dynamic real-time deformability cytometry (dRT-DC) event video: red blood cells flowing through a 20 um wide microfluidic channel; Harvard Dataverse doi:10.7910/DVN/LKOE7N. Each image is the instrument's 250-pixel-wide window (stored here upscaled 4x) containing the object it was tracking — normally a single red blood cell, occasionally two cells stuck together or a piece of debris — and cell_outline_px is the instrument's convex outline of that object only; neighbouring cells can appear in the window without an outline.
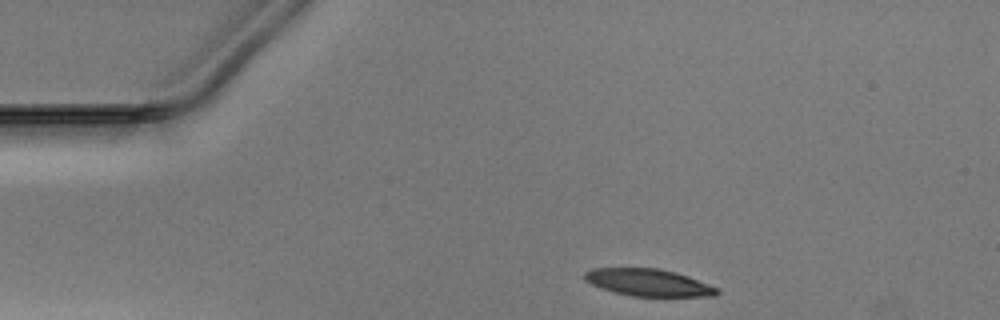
{"species": "Egyptian fruit bat (a non-hibernating species)", "species_latin": "Rousettus aegyptiacus", "temperature_condition": "warm", "stored_images_in_passage": 32, "camera_frame_rate_fps": 3000, "um_per_image_px": 0.085, "animal": {"sex": "male"}, "frame": {"image": 1, "passage_image": 1, "time_ms": 0.0, "image_size_px": [1000, 320], "cell_outline_px": [[720, 292], [716, 296], [632, 296], [600, 288], [584, 280], [584, 272], [592, 268], [660, 268], [676, 272], [688, 276], [720, 288]], "centroid_in_image_um": [55.14, 24.01], "position_along_channel_um": 29.9, "area_um2": 21.04}}
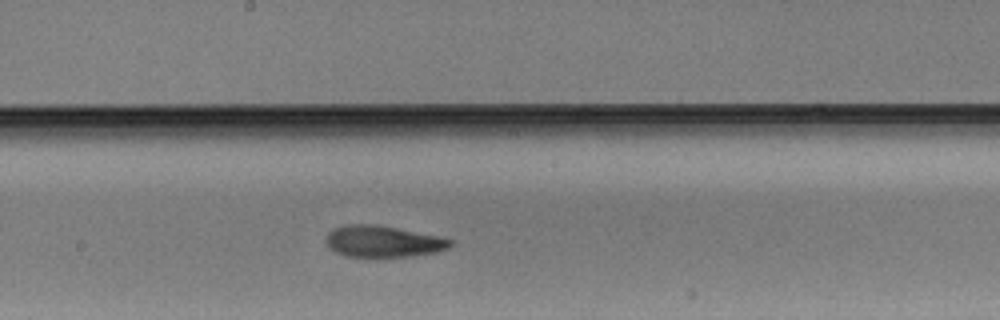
{"frame": {"image": 2, "passage_image": 19, "time_ms": 6.0, "image_size_px": [1000, 320], "cell_outline_px": [[452, 244], [448, 248], [436, 252], [408, 256], [344, 256], [336, 252], [324, 240], [328, 232], [332, 228], [348, 224], [376, 224], [440, 236], [452, 240]], "centroid_in_image_um": [32.54, 20.5], "position_along_channel_um": 215.7, "area_um2": 22.66}}
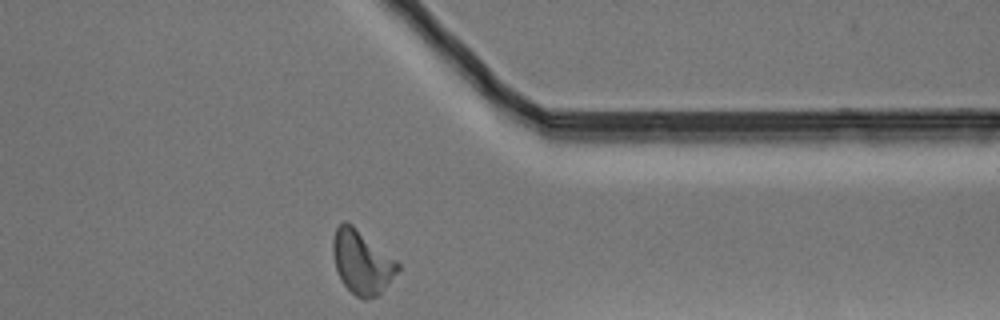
{"frame": {"image": 3, "passage_image": 32, "time_ms": 10.333, "image_size_px": [1000, 320], "cell_outline_px": [[400, 268], [388, 284], [376, 296], [364, 300], [356, 296], [344, 284], [336, 268], [332, 252], [332, 240], [336, 228], [344, 220], [352, 224], [396, 260], [400, 264]], "centroid_in_image_um": [30.75, 22.26], "position_along_channel_um": 380.7, "area_um2": 23.7}}